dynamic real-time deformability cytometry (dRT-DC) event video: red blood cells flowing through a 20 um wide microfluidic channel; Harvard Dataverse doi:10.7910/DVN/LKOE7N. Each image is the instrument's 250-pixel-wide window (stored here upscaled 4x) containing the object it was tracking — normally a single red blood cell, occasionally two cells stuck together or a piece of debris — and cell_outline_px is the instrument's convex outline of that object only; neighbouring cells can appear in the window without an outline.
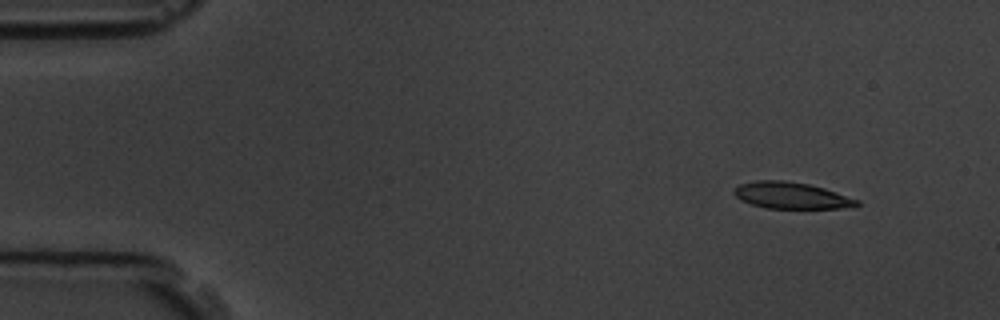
{"species": "common noctule bat (a hibernating species)", "species_latin": "Nyctalus noctula", "temperature_condition": "room temperature", "stored_images_in_passage": 5, "camera_frame_rate_fps": 3000, "um_per_image_px": 0.085, "animal": {"sex": "male", "body_mass_g": 19.5, "forearm_length_mm": 54.6}, "frame": {"image": 1, "passage_image": 1, "time_ms": 0.0, "image_size_px": [1000, 320], "cell_outline_px": [[860, 204], [856, 208], [764, 208], [740, 200], [732, 192], [740, 184], [756, 180], [784, 180], [808, 184], [824, 188], [860, 200]], "centroid_in_image_um": [67.3, 16.62], "position_along_channel_um": 17.7, "area_um2": 19.07}}
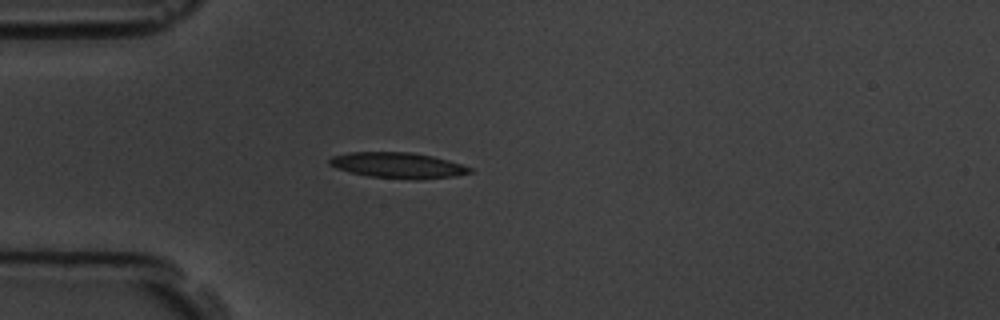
{"frame": {"image": 2, "passage_image": 4, "time_ms": 3.333, "image_size_px": [1000, 320], "cell_outline_px": [[472, 172], [456, 176], [420, 180], [416, 180], [368, 176], [336, 168], [328, 164], [328, 160], [332, 156], [348, 152], [408, 152], [432, 156], [448, 160], [472, 168]], "centroid_in_image_um": [33.82, 14.06], "position_along_channel_um": 51.2, "area_um2": 21.04}}